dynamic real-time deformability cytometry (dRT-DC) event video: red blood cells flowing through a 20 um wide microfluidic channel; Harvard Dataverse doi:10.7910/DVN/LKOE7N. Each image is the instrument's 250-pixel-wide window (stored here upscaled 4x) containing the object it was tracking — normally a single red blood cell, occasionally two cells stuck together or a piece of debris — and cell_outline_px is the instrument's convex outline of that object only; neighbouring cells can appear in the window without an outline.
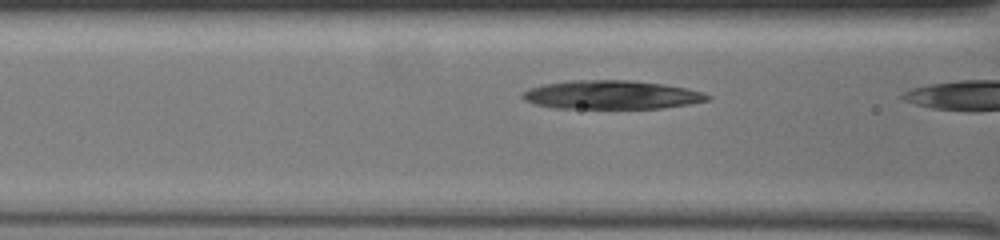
{"species": "common noctule bat (a hibernating species)", "species_latin": "Nyctalus noctula", "temperature_condition": "warm", "stored_images_in_passage": 11, "camera_frame_rate_fps": 3000, "um_per_image_px": 0.085, "animal": {"sex": "female", "body_mass_g": 19.5, "forearm_length_mm": 54.1}, "frame": {"image": 1, "passage_image": 10, "time_ms": 3.0, "image_size_px": [1000, 240], "cell_outline_px": [[712, 100], [688, 104], [660, 108], [552, 108], [536, 104], [524, 100], [520, 96], [528, 88], [540, 84], [568, 80], [632, 80], [664, 84], [688, 88], [712, 96]], "centroid_in_image_um": [51.95, 8.05], "position_along_channel_um": 114.6, "area_um2": 31.15}}